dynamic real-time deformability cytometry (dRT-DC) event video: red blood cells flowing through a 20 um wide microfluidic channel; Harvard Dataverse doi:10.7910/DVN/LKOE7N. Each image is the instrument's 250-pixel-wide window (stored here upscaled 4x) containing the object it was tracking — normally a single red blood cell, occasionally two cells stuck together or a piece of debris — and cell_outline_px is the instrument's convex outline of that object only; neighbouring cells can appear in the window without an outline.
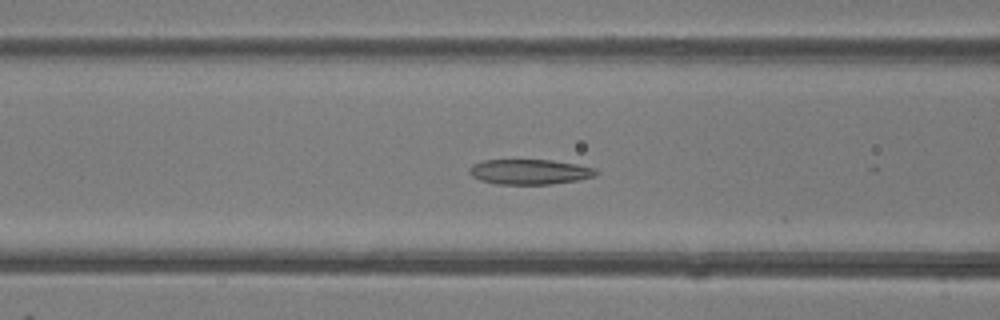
{"species": "common noctule bat (a hibernating species)", "species_latin": "Nyctalus noctula", "temperature_condition": "room temperature", "stored_images_in_passage": 37, "segment_of_instrument_passage": [1, 2], "camera_frame_rate_fps": 3000, "um_per_image_px": 0.085, "animal": {"sex": "female"}, "frame": {"image": 1, "passage_image": 7, "time_ms": 2.0, "image_size_px": [1000, 320], "cell_outline_px": [[600, 172], [596, 176], [580, 180], [552, 184], [496, 184], [480, 180], [472, 176], [468, 172], [468, 168], [472, 164], [484, 160], [552, 160], [576, 164], [596, 168]], "centroid_in_image_um": [45.04, 14.61], "position_along_channel_um": 121.6, "area_um2": 18.79}}
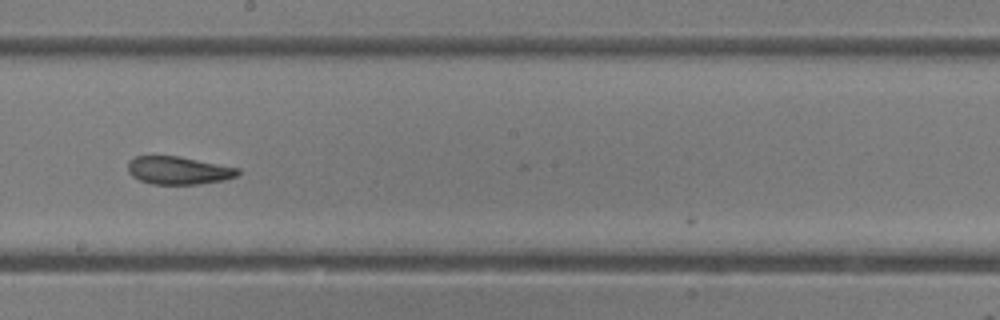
{"frame": {"image": 2, "passage_image": 15, "time_ms": 4.667, "image_size_px": [1000, 320], "cell_outline_px": [[240, 172], [236, 176], [224, 180], [200, 184], [152, 184], [140, 180], [132, 176], [128, 172], [128, 160], [136, 156], [180, 156], [240, 168]], "centroid_in_image_um": [15.17, 14.48], "position_along_channel_um": 233.0, "area_um2": 17.98}}
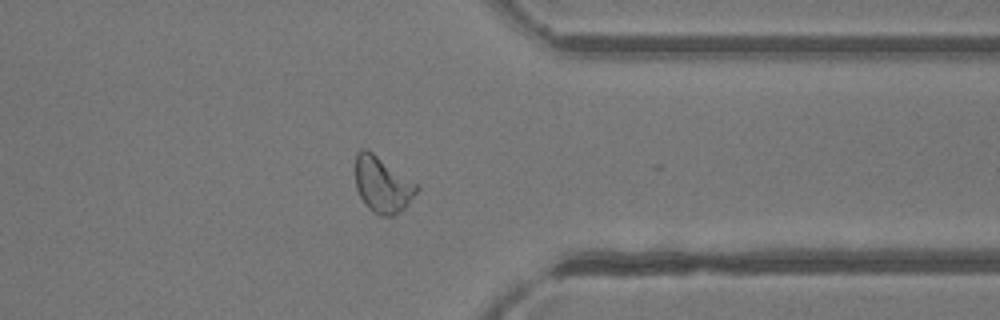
{"frame": {"image": 3, "passage_image": 26, "time_ms": 8.333, "image_size_px": [1000, 320], "cell_outline_px": [[420, 188], [408, 204], [404, 208], [392, 216], [380, 216], [372, 212], [364, 204], [356, 188], [356, 152], [360, 148], [368, 148], [420, 184]], "centroid_in_image_um": [32.53, 15.66], "position_along_channel_um": 378.9, "area_um2": 20.52}}